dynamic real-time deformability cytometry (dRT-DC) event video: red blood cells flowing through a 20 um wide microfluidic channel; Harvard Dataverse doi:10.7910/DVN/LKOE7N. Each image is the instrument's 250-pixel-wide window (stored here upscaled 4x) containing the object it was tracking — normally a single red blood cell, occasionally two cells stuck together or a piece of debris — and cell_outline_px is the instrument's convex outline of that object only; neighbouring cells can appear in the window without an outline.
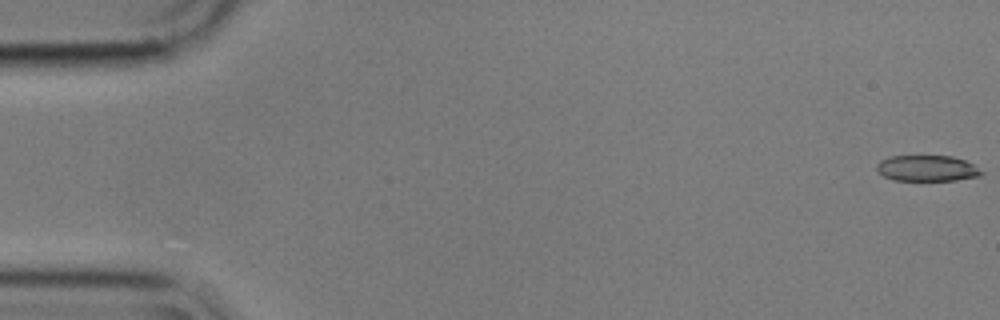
{"species": "common noctule bat (a hibernating species)", "species_latin": "Nyctalus noctula", "temperature_condition": "cold", "stored_images_in_passage": 6, "camera_frame_rate_fps": 3000, "um_per_image_px": 0.085, "animal": {"sex": "male", "body_mass_g": 17.9}, "frame": {"image": 1, "passage_image": 1, "time_ms": 0.0, "image_size_px": [1000, 320], "cell_outline_px": [[984, 172], [980, 176], [956, 180], [892, 180], [884, 176], [876, 168], [876, 164], [880, 160], [888, 156], [952, 156], [964, 160], [972, 164]], "centroid_in_image_um": [78.78, 14.3], "position_along_channel_um": 6.2, "area_um2": 15.78}}